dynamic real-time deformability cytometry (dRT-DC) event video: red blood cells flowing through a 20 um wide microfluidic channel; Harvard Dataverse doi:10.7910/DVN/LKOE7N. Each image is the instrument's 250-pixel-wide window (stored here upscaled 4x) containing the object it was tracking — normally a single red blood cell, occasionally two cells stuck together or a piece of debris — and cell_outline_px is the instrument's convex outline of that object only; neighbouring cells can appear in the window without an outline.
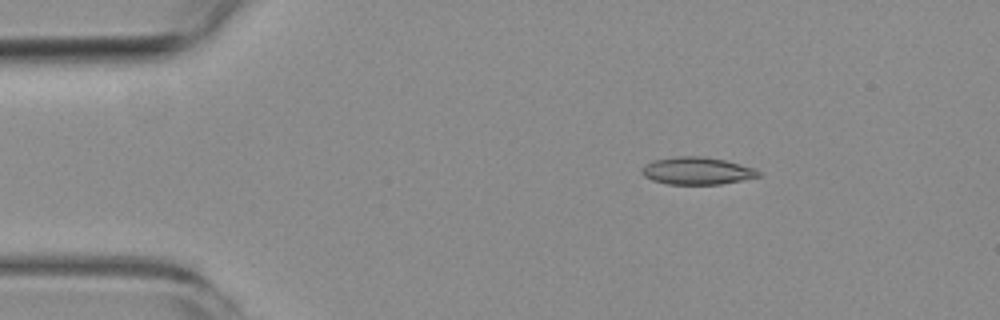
{"species": "common noctule bat (a hibernating species)", "species_latin": "Nyctalus noctula", "temperature_condition": "room temperature", "stored_images_in_passage": 4, "camera_frame_rate_fps": 3000, "um_per_image_px": 0.085, "animal": {"sex": "female", "body_mass_g": 19.3, "forearm_length_mm": 54.1}, "frame": {"image": 1, "passage_image": 2, "time_ms": 1.333, "image_size_px": [1000, 320], "cell_outline_px": [[760, 176], [720, 184], [668, 184], [652, 180], [644, 176], [640, 172], [644, 164], [652, 160], [672, 156], [704, 156], [724, 160], [740, 164], [752, 168], [760, 172]], "centroid_in_image_um": [59.17, 14.51], "position_along_channel_um": 25.8, "area_um2": 18.61}}
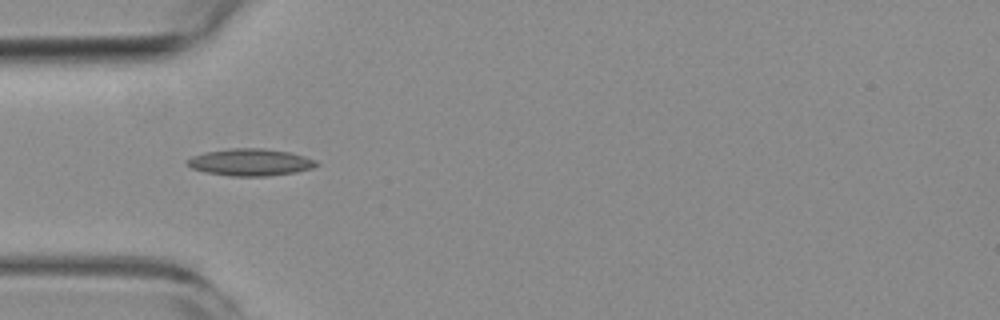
{"frame": {"image": 2, "passage_image": 4, "time_ms": 4.0, "image_size_px": [1000, 320], "cell_outline_px": [[320, 164], [312, 168], [296, 172], [268, 176], [232, 176], [204, 172], [192, 168], [184, 164], [184, 160], [192, 156], [204, 152], [232, 148], [264, 148], [288, 152], [304, 156], [316, 160]], "centroid_in_image_um": [21.24, 13.79], "position_along_channel_um": 63.8, "area_um2": 20.52}}